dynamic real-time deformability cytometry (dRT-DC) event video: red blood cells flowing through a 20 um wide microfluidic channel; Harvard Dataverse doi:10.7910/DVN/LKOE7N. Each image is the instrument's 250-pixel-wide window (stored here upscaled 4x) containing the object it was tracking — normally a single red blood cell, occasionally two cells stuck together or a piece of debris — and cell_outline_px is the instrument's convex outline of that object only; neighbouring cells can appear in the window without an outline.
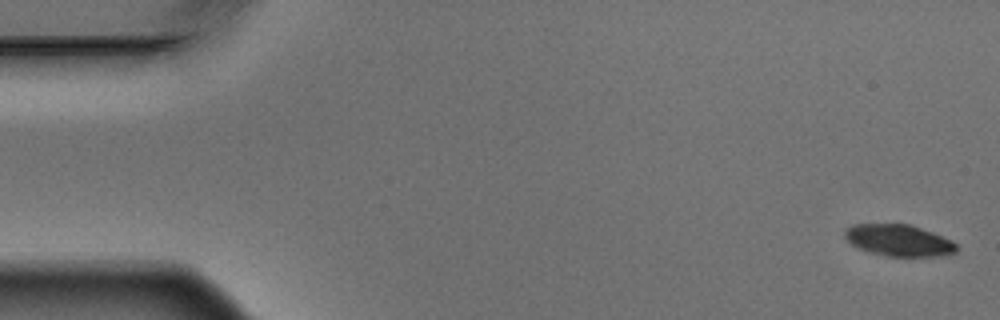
{"species": "Egyptian fruit bat (a non-hibernating species)", "species_latin": "Rousettus aegyptiacus", "temperature_condition": "warm", "stored_images_in_passage": 5, "camera_frame_rate_fps": 3000, "um_per_image_px": 0.085, "animal": {"sex": "male"}, "frame": {"image": 1, "passage_image": 1, "time_ms": 0.0, "image_size_px": [1000, 320], "cell_outline_px": [[956, 252], [940, 256], [888, 256], [868, 252], [852, 244], [844, 236], [844, 228], [852, 224], [908, 224], [932, 232], [956, 244]], "centroid_in_image_um": [76.34, 20.43], "position_along_channel_um": 8.7, "area_um2": 20.29}}
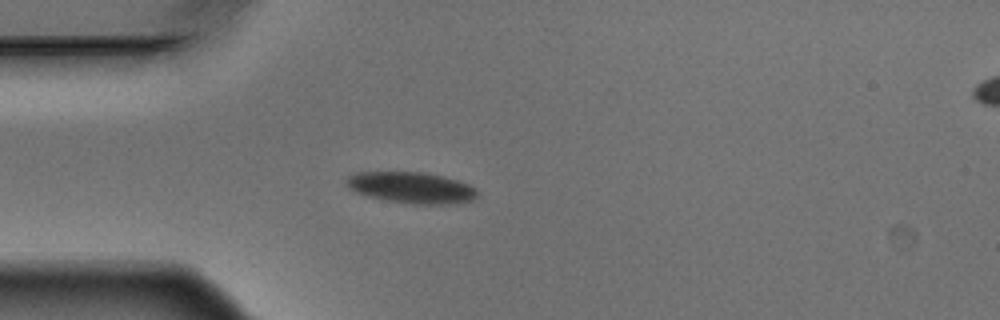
{"frame": {"image": 2, "passage_image": 4, "time_ms": 1.0, "image_size_px": [1000, 320], "cell_outline_px": [[476, 196], [472, 200], [444, 204], [412, 204], [384, 200], [368, 196], [356, 192], [348, 188], [344, 184], [344, 180], [348, 176], [356, 172], [428, 172], [444, 176], [468, 184], [476, 188]], "centroid_in_image_um": [34.9, 15.94], "position_along_channel_um": 50.1, "area_um2": 23.93}}